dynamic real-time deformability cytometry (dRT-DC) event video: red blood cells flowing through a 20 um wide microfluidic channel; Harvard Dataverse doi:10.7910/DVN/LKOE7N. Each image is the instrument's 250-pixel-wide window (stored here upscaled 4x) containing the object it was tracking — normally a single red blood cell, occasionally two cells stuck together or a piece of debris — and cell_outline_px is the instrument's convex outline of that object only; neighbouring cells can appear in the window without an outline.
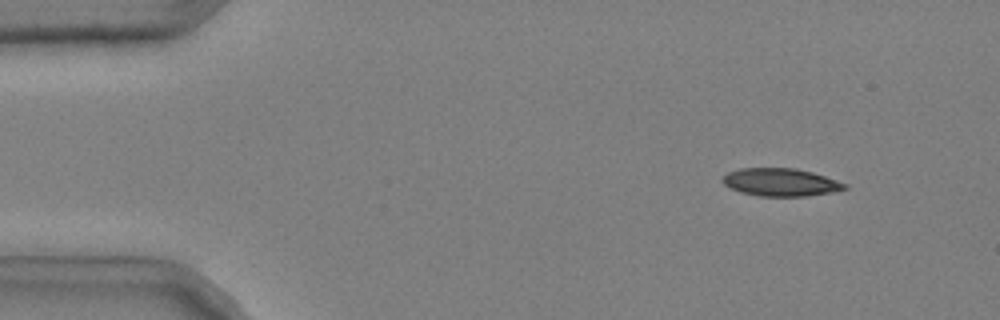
{"species": "common noctule bat (a hibernating species)", "species_latin": "Nyctalus noctula", "temperature_condition": "cold", "stored_images_in_passage": 52, "camera_frame_rate_fps": 3000, "um_per_image_px": 0.085, "animal": {"sex": "male", "body_mass_g": 20.4}, "frame": {"image": 1, "passage_image": 6, "time_ms": 1.667, "image_size_px": [1000, 320], "cell_outline_px": [[848, 188], [832, 192], [808, 196], [760, 196], [740, 192], [724, 184], [720, 180], [728, 172], [740, 168], [796, 168], [812, 172], [848, 184]], "centroid_in_image_um": [66.36, 15.49], "position_along_channel_um": 18.6, "area_um2": 19.77}}
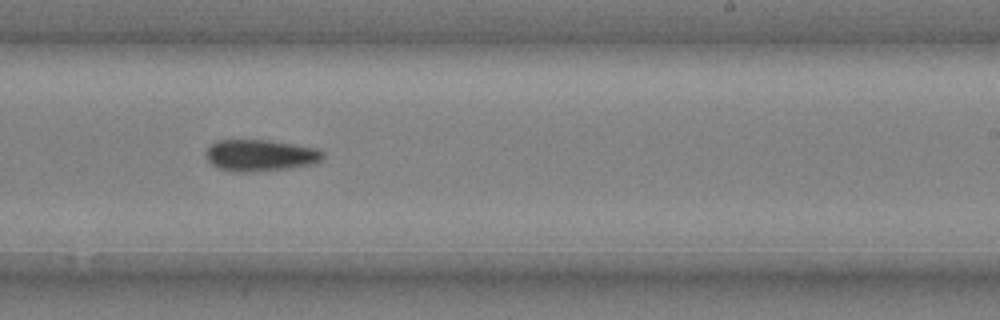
{"frame": {"image": 2, "passage_image": 33, "time_ms": 10.667, "image_size_px": [1000, 320], "cell_outline_px": [[324, 156], [316, 164], [292, 168], [252, 172], [232, 172], [216, 168], [208, 160], [208, 148], [216, 140], [268, 140], [316, 148], [324, 152]], "centroid_in_image_um": [22.15, 13.22], "position_along_channel_um": 266.8, "area_um2": 21.62}}
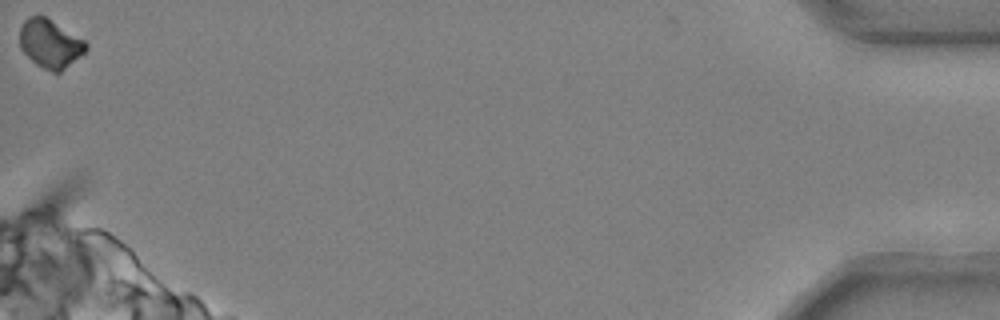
{"frame": {"image": 3, "passage_image": 52, "time_ms": 17.0, "image_size_px": [1000, 320], "cell_outline_px": [[88, 48], [84, 52], [60, 72], [52, 72], [36, 64], [20, 48], [20, 28], [24, 20], [28, 16], [44, 16], [84, 40], [88, 44]], "centroid_in_image_um": [4.24, 3.7], "position_along_channel_um": 431.0, "area_um2": 18.32}, "authors_computed_cell_mechanics": {"area_um2": 20.7791, "velocity_mm_per_s": 3.7225, "shape_relaxation_time_tau1_ms": 4.2102, "shape_relaxation_time_tau2_ms": null, "deformation_change_tau1": 0.1437, "deformation_change_tau2": null}}